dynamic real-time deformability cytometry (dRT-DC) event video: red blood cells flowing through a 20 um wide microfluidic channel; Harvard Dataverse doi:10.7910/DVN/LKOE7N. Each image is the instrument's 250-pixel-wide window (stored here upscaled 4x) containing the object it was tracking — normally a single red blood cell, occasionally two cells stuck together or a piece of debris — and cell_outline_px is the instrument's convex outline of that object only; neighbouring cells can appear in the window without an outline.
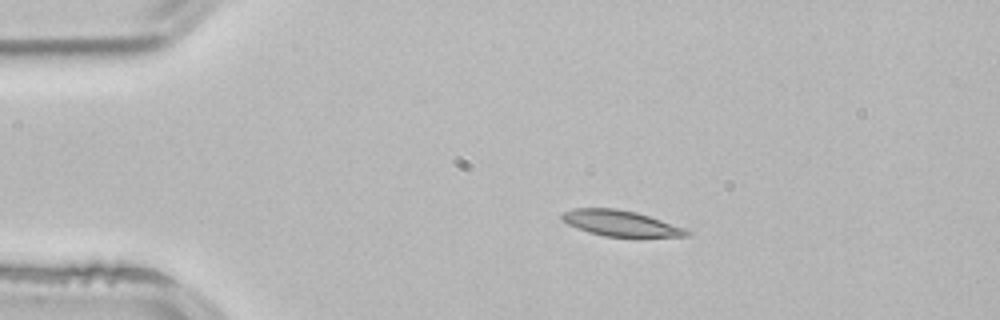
{"species": "common noctule bat (a hibernating species)", "species_latin": "Nyctalus noctula", "temperature_condition": "room temperature", "stored_images_in_passage": 3, "segment_of_instrument_passage": [1, 2], "camera_frame_rate_fps": 3000, "um_per_image_px": 0.085, "animal": {"sex": "male", "body_mass_g": 21.5, "forearm_length_mm": 52.0}, "frame": {"image": 1, "passage_image": 1, "time_ms": 0.0, "image_size_px": [1000, 320], "cell_outline_px": [[692, 232], [688, 236], [604, 236], [588, 232], [576, 228], [568, 224], [560, 216], [560, 212], [572, 208], [616, 208], [636, 212], [684, 228]], "centroid_in_image_um": [52.67, 18.96], "position_along_channel_um": 32.3, "area_um2": 18.5}}